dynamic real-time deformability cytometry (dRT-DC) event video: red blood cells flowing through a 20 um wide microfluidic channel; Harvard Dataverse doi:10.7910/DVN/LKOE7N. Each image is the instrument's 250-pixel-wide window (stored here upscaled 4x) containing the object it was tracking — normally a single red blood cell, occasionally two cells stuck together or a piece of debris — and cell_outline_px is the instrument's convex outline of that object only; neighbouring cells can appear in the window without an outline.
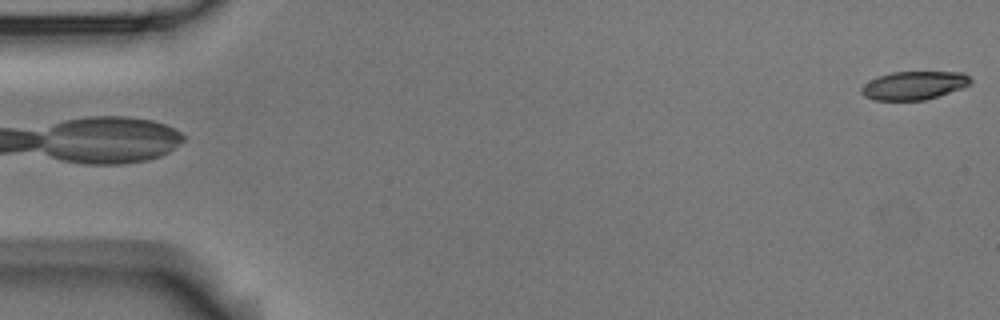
{"species": "Egyptian fruit bat (a non-hibernating species)", "species_latin": "Rousettus aegyptiacus", "temperature_condition": "room temperature", "stored_images_in_passage": 5, "camera_frame_rate_fps": 3000, "um_per_image_px": 0.085, "animal": {"sex": "male"}, "frame": {"image": 1, "passage_image": 5, "time_ms": 1.333, "image_size_px": [1000, 320], "cell_outline_px": [[972, 84], [924, 100], [872, 100], [864, 96], [860, 92], [860, 88], [864, 84], [876, 76], [892, 72], [964, 72], [972, 80]], "centroid_in_image_um": [77.64, 7.25], "position_along_channel_um": 7.4, "area_um2": 18.03}}